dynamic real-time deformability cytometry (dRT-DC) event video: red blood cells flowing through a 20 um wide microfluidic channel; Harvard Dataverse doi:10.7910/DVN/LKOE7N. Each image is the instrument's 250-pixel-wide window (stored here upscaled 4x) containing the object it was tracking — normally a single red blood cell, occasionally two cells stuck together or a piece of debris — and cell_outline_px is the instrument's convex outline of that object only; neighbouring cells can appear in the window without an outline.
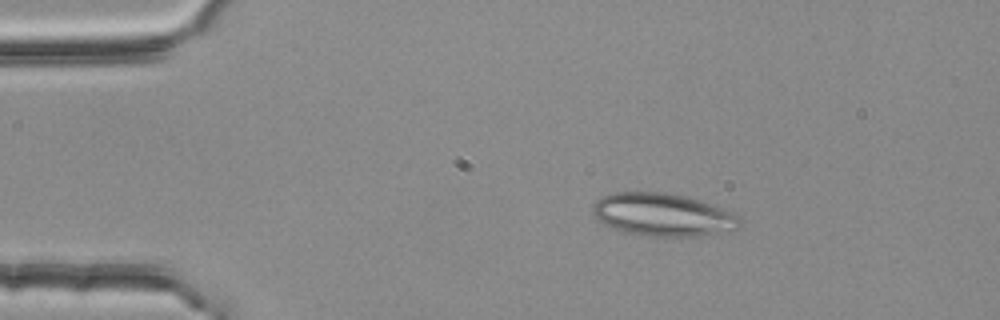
{"species": "common noctule bat (a hibernating species)", "species_latin": "Nyctalus noctula", "temperature_condition": "room temperature", "stored_images_in_passage": 52, "segment_of_instrument_passage": [1, 2], "camera_frame_rate_fps": 3000, "um_per_image_px": 0.085, "animal": {"sex": "female", "body_mass_g": 25.1}, "frame": {"image": 1, "passage_image": 8, "time_ms": 2.333, "image_size_px": [1000, 320], "cell_outline_px": [[740, 224], [736, 228], [696, 236], [648, 236], [624, 232], [604, 224], [596, 220], [592, 212], [592, 208], [596, 200], [600, 196], [612, 192], [664, 192], [688, 196], [724, 208], [740, 216]], "centroid_in_image_um": [56.28, 18.23], "position_along_channel_um": 28.7, "area_um2": 36.76}}